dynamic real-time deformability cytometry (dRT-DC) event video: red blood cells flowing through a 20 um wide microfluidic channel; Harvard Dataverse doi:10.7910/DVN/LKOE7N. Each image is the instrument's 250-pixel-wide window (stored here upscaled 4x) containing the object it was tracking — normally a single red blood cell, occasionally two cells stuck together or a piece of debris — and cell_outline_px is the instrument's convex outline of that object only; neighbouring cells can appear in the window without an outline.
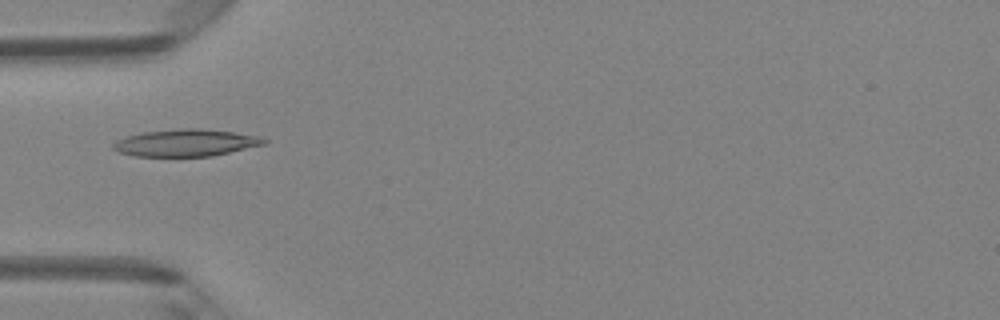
{"species": "Egyptian fruit bat (a non-hibernating species)", "species_latin": "Rousettus aegyptiacus", "temperature_condition": "room temperature", "stored_images_in_passage": 47, "camera_frame_rate_fps": 3000, "um_per_image_px": 0.085, "animal": {"sex": "female"}, "frame": {"image": 1, "passage_image": 15, "time_ms": 4.667, "image_size_px": [1000, 320], "cell_outline_px": [[268, 140], [264, 144], [212, 156], [132, 156], [120, 152], [112, 148], [112, 144], [116, 140], [128, 136], [144, 132], [180, 128], [200, 128], [232, 132], [260, 136]], "centroid_in_image_um": [15.78, 12.13], "position_along_channel_um": 69.2, "area_um2": 23.64}}
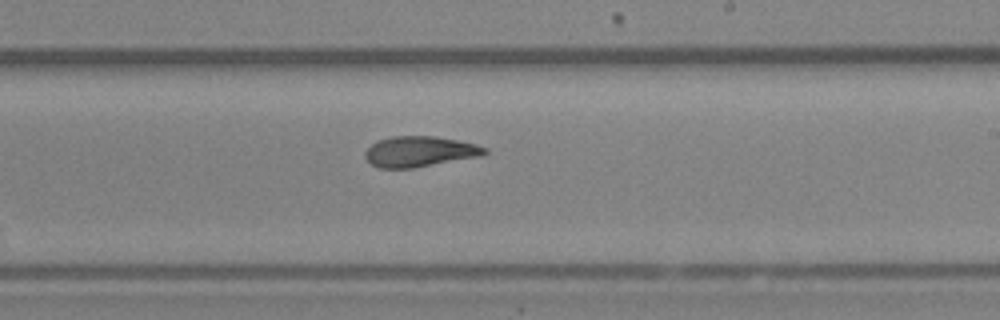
{"frame": {"image": 2, "passage_image": 28, "time_ms": 9.0, "image_size_px": [1000, 320], "cell_outline_px": [[488, 152], [484, 156], [412, 168], [380, 168], [372, 164], [364, 156], [364, 152], [376, 140], [392, 136], [432, 136], [456, 140], [476, 144], [488, 148]], "centroid_in_image_um": [35.69, 12.88], "position_along_channel_um": 253.3, "area_um2": 21.39}}
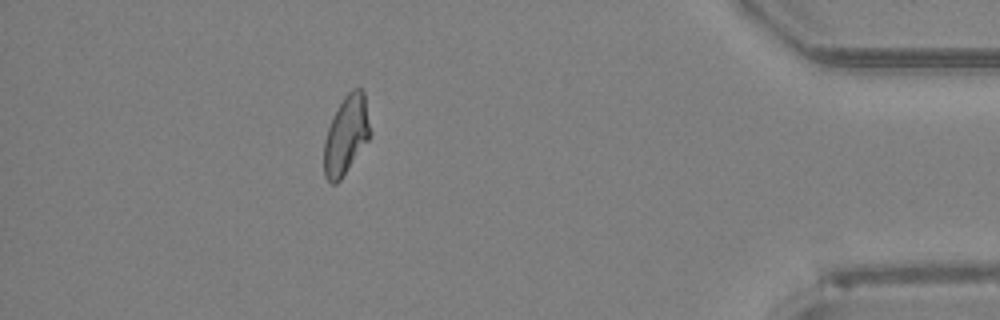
{"frame": {"image": 3, "passage_image": 42, "time_ms": 13.667, "image_size_px": [1000, 320], "cell_outline_px": [[372, 132], [368, 140], [340, 180], [336, 184], [332, 184], [324, 176], [324, 140], [328, 128], [344, 96], [352, 88], [360, 88], [364, 92]], "centroid_in_image_um": [29.44, 11.48], "position_along_channel_um": 405.8, "area_um2": 20.98}, "authors_computed_cell_mechanics": {"area_um2": 21.964, "velocity_mm_per_s": 4.258, "shape_relaxation_time_tau1_ms": 10.4311, "shape_relaxation_time_tau2_ms": 2.0451, "deformation_change_tau1": 0.2364, "deformation_change_tau2": 0.0873}}